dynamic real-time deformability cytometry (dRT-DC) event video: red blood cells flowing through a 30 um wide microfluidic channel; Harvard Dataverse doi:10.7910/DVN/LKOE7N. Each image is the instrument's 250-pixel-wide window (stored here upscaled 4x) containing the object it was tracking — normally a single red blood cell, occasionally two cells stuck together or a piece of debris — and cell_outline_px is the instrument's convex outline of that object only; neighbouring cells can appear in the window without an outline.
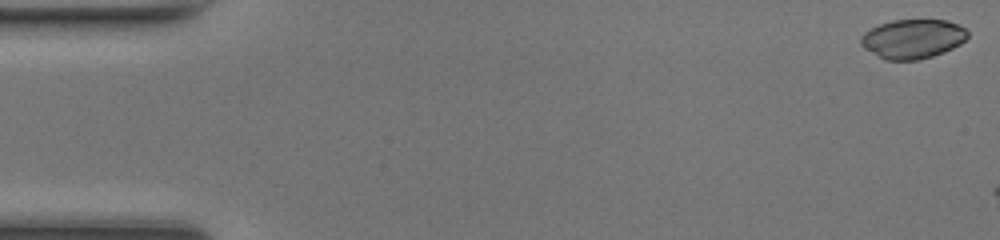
{"species": "common noctule bat (a hibernating species)", "species_latin": "Nyctalus noctula", "temperature_condition": "room temperature", "stored_images_in_passage": 7, "camera_frame_rate_fps": 3000, "um_per_image_px": 0.085, "animal": {"sex": "female", "body_mass_g": 17.0, "forearm_length_mm": 48.0}, "frame": {"image": 1, "passage_image": 1, "time_ms": 0.0, "image_size_px": [1000, 240], "cell_outline_px": [[968, 36], [960, 44], [944, 52], [932, 56], [916, 60], [884, 60], [864, 48], [860, 44], [860, 36], [864, 32], [880, 24], [892, 20], [948, 20], [960, 24], [968, 32]], "centroid_in_image_um": [77.57, 3.3], "position_along_channel_um": 7.4, "area_um2": 24.51}}